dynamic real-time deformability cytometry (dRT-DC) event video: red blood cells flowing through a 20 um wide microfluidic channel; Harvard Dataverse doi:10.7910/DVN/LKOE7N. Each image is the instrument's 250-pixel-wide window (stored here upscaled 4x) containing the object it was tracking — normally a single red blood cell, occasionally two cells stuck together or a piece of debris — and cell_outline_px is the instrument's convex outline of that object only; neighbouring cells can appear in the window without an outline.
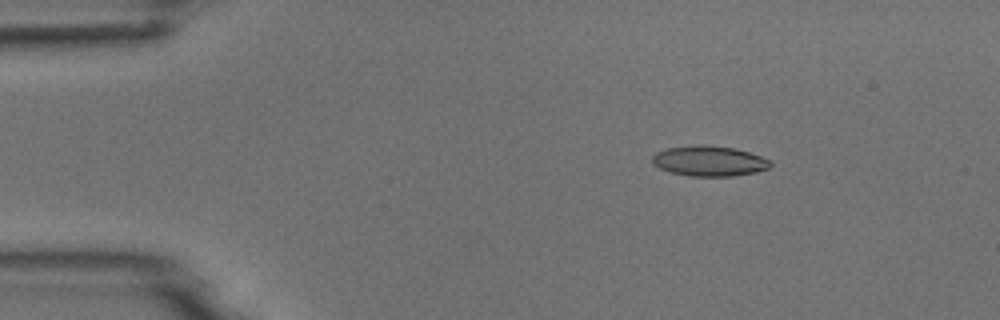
{"species": "common noctule bat (a hibernating species)", "species_latin": "Nyctalus noctula", "temperature_condition": "room temperature", "stored_images_in_passage": 5, "camera_frame_rate_fps": 3000, "um_per_image_px": 0.085, "animal": {"sex": "male", "body_mass_g": 18.8}, "frame": {"image": 1, "passage_image": 3, "time_ms": 2.0, "image_size_px": [1000, 320], "cell_outline_px": [[772, 164], [768, 168], [756, 172], [732, 176], [688, 176], [672, 172], [660, 168], [652, 164], [652, 156], [656, 152], [668, 148], [696, 144], [704, 144], [732, 148], [748, 152], [760, 156], [768, 160]], "centroid_in_image_um": [60.24, 13.68], "position_along_channel_um": 24.8, "area_um2": 20.75}}